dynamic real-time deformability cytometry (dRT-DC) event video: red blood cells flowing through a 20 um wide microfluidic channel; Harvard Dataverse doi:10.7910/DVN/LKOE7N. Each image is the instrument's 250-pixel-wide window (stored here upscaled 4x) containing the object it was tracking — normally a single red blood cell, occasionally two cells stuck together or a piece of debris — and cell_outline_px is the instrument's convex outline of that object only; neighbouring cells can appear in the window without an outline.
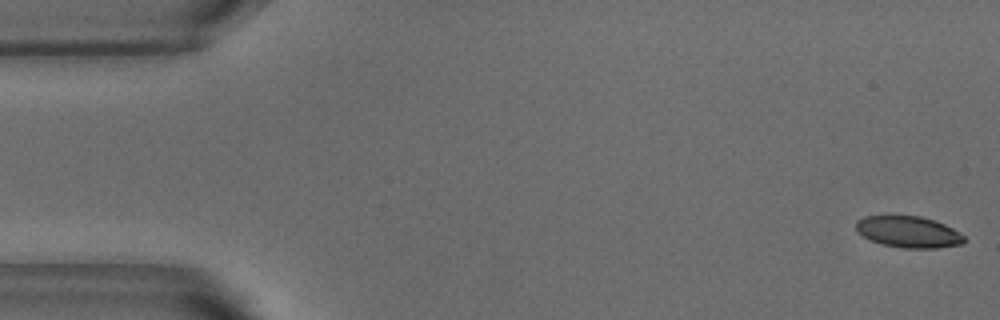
{"species": "common noctule bat (a hibernating species)", "species_latin": "Nyctalus noctula", "temperature_condition": "warm", "stored_images_in_passage": 52, "camera_frame_rate_fps": 3000, "um_per_image_px": 0.085, "animal": {"sex": "male", "body_mass_g": 18.8}, "frame": {"image": 1, "passage_image": 1, "time_ms": 0.0, "image_size_px": [1000, 320], "cell_outline_px": [[968, 240], [964, 244], [936, 248], [904, 248], [880, 244], [864, 236], [856, 228], [856, 220], [864, 216], [920, 216], [944, 224], [960, 232]], "centroid_in_image_um": [77.26, 19.72], "position_along_channel_um": 7.7, "area_um2": 19.77}}
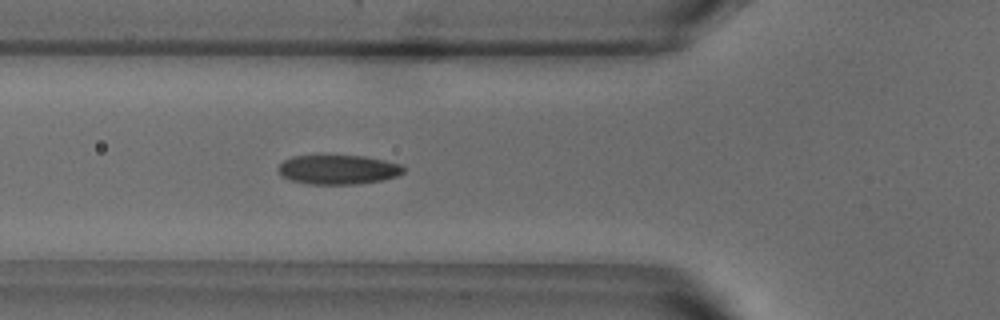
{"frame": {"image": 2, "passage_image": 18, "time_ms": 5.667, "image_size_px": [1000, 320], "cell_outline_px": [[404, 172], [396, 176], [380, 180], [356, 184], [308, 184], [292, 180], [284, 176], [276, 168], [284, 160], [292, 156], [364, 156], [384, 160], [400, 164], [404, 168]], "centroid_in_image_um": [28.73, 14.41], "position_along_channel_um": 97.1, "area_um2": 21.15}}
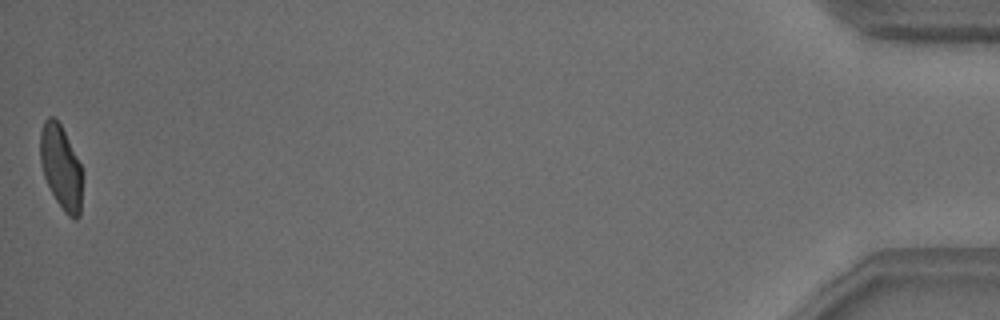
{"frame": {"image": 3, "passage_image": 52, "time_ms": 17.0, "image_size_px": [1000, 320], "cell_outline_px": [[84, 176], [80, 216], [76, 220], [68, 216], [64, 212], [56, 200], [44, 176], [40, 160], [40, 132], [44, 120], [48, 116], [52, 116], [60, 124], [84, 172]], "centroid_in_image_um": [5.22, 14.26], "position_along_channel_um": 430.0, "area_um2": 20.81}, "authors_computed_cell_mechanics": {"area_um2": 21.4727, "velocity_mm_per_s": 3.8204, "shape_relaxation_time_tau1_ms": 3.9507, "shape_relaxation_time_tau2_ms": 1.1394, "deformation_change_tau1": 0.1515, "deformation_change_tau2": 0.0719}}